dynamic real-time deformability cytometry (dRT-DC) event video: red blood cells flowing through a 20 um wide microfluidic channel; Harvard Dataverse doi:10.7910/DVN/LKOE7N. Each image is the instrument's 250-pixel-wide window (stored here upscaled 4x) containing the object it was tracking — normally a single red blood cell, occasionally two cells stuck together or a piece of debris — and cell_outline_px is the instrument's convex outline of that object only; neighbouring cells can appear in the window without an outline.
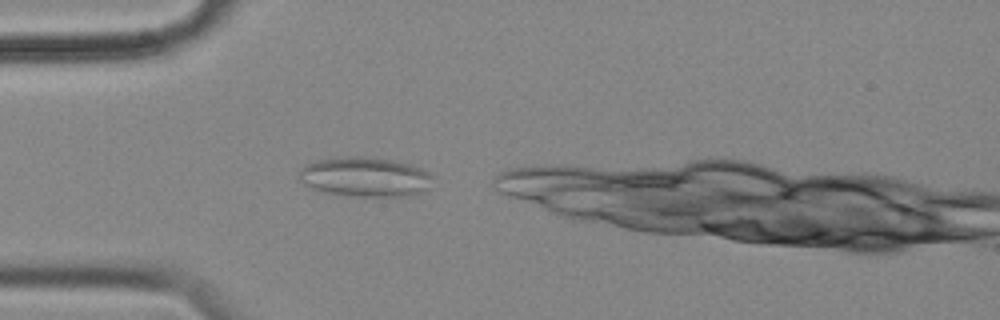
{"species": "common noctule bat (a hibernating species)", "species_latin": "Nyctalus noctula", "temperature_condition": "cold", "stored_images_in_passage": 9, "camera_frame_rate_fps": 3000, "um_per_image_px": 0.085, "animal": {"sex": "female", "body_mass_g": 18.4}, "frame": {"image": 1, "passage_image": 1, "time_ms": 0.0, "image_size_px": [1000, 320], "cell_outline_px": [[432, 176], [424, 188], [420, 192], [408, 196], [344, 196], [324, 192], [308, 188], [300, 180], [300, 172], [304, 164], [320, 160], [348, 156], [360, 156], [392, 160], [408, 164], [420, 168], [428, 172]], "centroid_in_image_um": [30.95, 15.05], "position_along_channel_um": 54.1, "area_um2": 30.52}}